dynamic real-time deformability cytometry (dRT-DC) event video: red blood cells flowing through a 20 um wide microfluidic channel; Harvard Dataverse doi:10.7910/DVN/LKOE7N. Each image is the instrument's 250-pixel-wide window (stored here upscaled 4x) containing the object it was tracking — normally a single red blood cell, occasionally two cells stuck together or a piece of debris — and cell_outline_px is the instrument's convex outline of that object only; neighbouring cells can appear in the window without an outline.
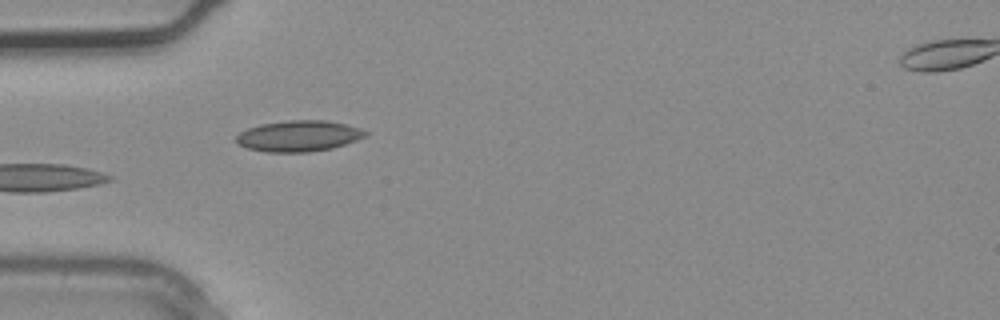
{"species": "common noctule bat (a hibernating species)", "species_latin": "Nyctalus noctula", "temperature_condition": "warm", "stored_images_in_passage": 2, "camera_frame_rate_fps": 3000, "um_per_image_px": 0.085, "animal": {"sex": "male", "body_mass_g": 20.4}, "frame": {"image": 1, "passage_image": 2, "time_ms": 0.333, "image_size_px": [1000, 320], "cell_outline_px": [[368, 132], [364, 136], [356, 140], [332, 148], [308, 152], [268, 152], [248, 148], [236, 144], [236, 136], [240, 132], [248, 128], [260, 124], [288, 120], [328, 120], [360, 128]], "centroid_in_image_um": [25.36, 11.55], "position_along_channel_um": 59.6, "area_um2": 23.24}}